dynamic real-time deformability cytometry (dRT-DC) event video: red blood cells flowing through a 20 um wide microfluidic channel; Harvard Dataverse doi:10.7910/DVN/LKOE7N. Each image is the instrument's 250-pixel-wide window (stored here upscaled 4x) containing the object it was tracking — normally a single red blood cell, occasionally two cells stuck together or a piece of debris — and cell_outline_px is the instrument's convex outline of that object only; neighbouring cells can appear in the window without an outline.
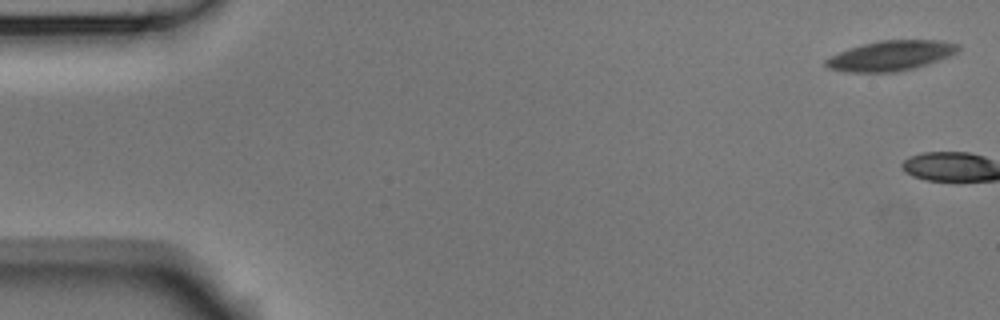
{"species": "Egyptian fruit bat (a non-hibernating species)", "species_latin": "Rousettus aegyptiacus", "temperature_condition": "room temperature", "stored_images_in_passage": 6, "camera_frame_rate_fps": 3000, "um_per_image_px": 0.085, "animal": {"sex": "male"}, "frame": {"image": 1, "passage_image": 1, "time_ms": 0.0, "image_size_px": [1000, 320], "cell_outline_px": [[960, 48], [956, 52], [948, 56], [928, 64], [896, 72], [848, 72], [828, 68], [824, 64], [824, 60], [840, 52], [864, 44], [880, 40], [940, 40], [960, 44]], "centroid_in_image_um": [75.73, 4.73], "position_along_channel_um": 9.3, "area_um2": 22.89}}